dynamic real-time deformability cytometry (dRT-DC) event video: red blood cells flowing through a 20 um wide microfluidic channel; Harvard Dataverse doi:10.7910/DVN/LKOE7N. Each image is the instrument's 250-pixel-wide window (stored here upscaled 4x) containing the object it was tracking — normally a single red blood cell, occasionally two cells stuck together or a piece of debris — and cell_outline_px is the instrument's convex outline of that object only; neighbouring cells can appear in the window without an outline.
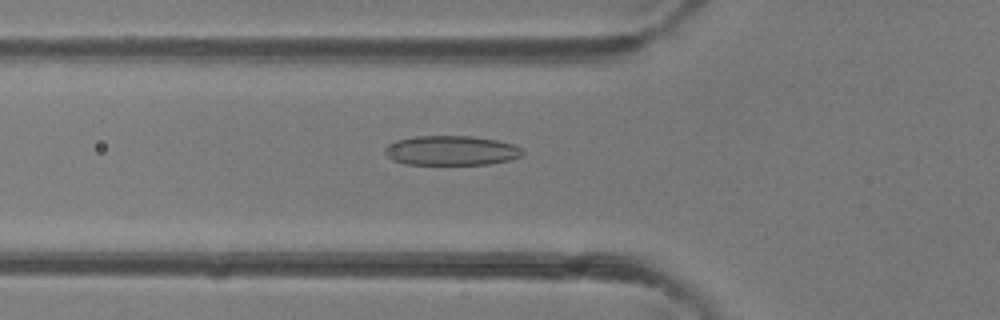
{"species": "common noctule bat (a hibernating species)", "species_latin": "Nyctalus noctula", "temperature_condition": "room temperature", "stored_images_in_passage": 48, "camera_frame_rate_fps": 3000, "um_per_image_px": 0.085, "animal": {"sex": "female"}, "frame": {"image": 1, "passage_image": 17, "time_ms": 5.333, "image_size_px": [1000, 320], "cell_outline_px": [[524, 152], [520, 156], [512, 160], [488, 164], [404, 164], [392, 160], [384, 152], [384, 148], [388, 144], [396, 140], [416, 136], [472, 136], [496, 140], [512, 144], [524, 148]], "centroid_in_image_um": [38.36, 12.79], "position_along_channel_um": 87.4, "area_um2": 23.87}}
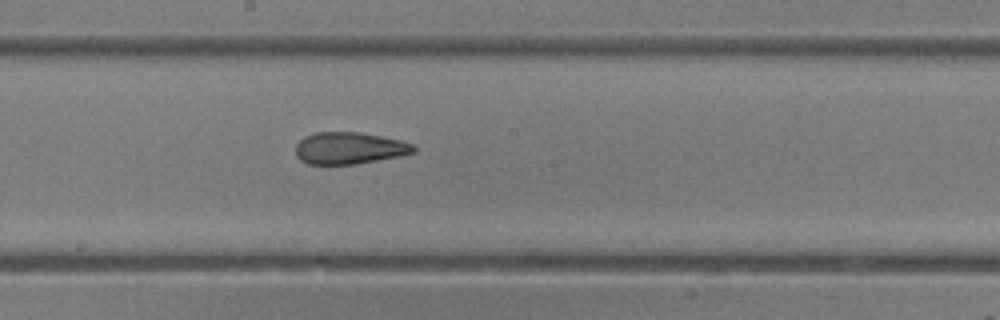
{"frame": {"image": 2, "passage_image": 26, "time_ms": 8.333, "image_size_px": [1000, 320], "cell_outline_px": [[416, 152], [400, 156], [356, 164], [308, 164], [300, 160], [296, 156], [296, 144], [304, 136], [316, 132], [360, 132], [400, 140], [416, 144]], "centroid_in_image_um": [29.71, 12.59], "position_along_channel_um": 218.5, "area_um2": 22.08}}
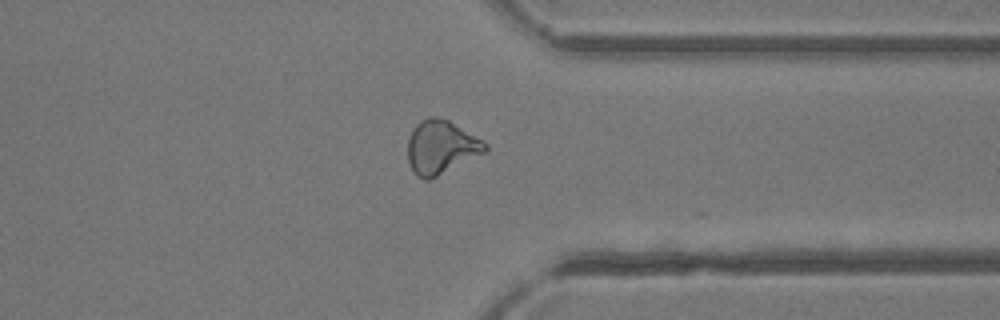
{"frame": {"image": 3, "passage_image": 37, "time_ms": 12.0, "image_size_px": [1000, 320], "cell_outline_px": [[488, 148], [484, 152], [428, 180], [424, 180], [416, 176], [408, 160], [408, 140], [412, 128], [420, 120], [428, 116], [436, 116], [448, 120], [484, 140], [488, 144]], "centroid_in_image_um": [37.47, 12.47], "position_along_channel_um": 373.9, "area_um2": 23.99}, "authors_computed_cell_mechanics": {"area_um2": 23.987, "velocity_mm_per_s": 4.333, "shape_relaxation_time_tau1_ms": 7.4215, "shape_relaxation_time_tau2_ms": 1.6974, "deformation_change_tau1": 0.1896, "deformation_change_tau2": 0.0873}}